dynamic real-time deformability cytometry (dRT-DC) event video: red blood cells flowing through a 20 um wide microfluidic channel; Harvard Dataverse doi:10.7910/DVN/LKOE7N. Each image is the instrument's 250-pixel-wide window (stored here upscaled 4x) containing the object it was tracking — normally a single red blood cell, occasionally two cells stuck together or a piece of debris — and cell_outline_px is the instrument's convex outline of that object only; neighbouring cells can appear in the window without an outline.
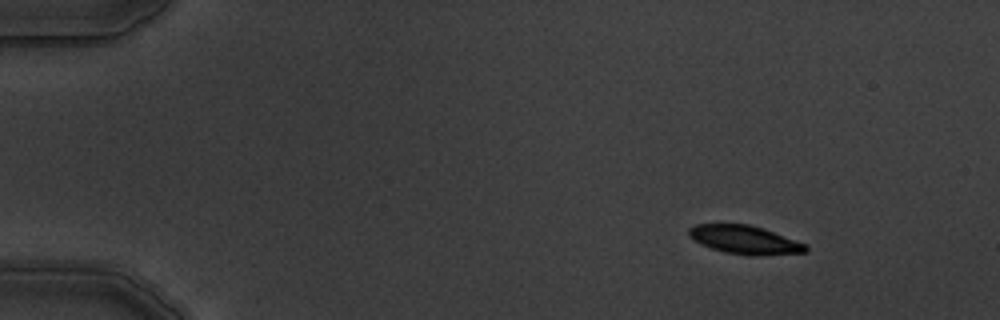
{"species": "common noctule bat (a hibernating species)", "species_latin": "Nyctalus noctula", "temperature_condition": "warm", "stored_images_in_passage": 5, "segment_of_instrument_passage": [1, 2], "camera_frame_rate_fps": 3000, "um_per_image_px": 0.085, "animal": {"sex": "male", "body_mass_g": 19.5, "forearm_length_mm": 54.6}, "frame": {"image": 1, "passage_image": 1, "time_ms": 0.0, "image_size_px": [1000, 320], "cell_outline_px": [[808, 252], [728, 252], [712, 248], [700, 244], [688, 236], [688, 228], [696, 224], [748, 224], [764, 228], [804, 244], [808, 248]], "centroid_in_image_um": [63.17, 20.3], "position_along_channel_um": 21.8, "area_um2": 18.03}}